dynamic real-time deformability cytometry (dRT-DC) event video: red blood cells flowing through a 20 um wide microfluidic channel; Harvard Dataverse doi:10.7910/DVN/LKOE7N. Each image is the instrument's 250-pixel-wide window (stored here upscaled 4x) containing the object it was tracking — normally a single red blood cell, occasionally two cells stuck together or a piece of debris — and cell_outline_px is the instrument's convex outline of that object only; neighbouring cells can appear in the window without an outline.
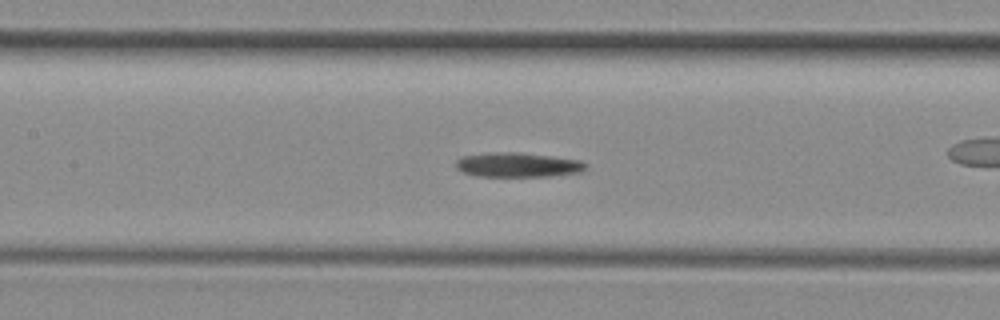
{"species": "common noctule bat (a hibernating species)", "species_latin": "Nyctalus noctula", "temperature_condition": "room temperature", "stored_images_in_passage": 51, "camera_frame_rate_fps": 3000, "um_per_image_px": 0.085, "animal": {"sex": "female", "body_mass_g": 29.2, "forearm_length_mm": 56.3}, "frame": {"image": 1, "passage_image": 22, "time_ms": 7.0, "image_size_px": [1000, 320], "cell_outline_px": [[588, 168], [580, 172], [548, 176], [476, 176], [464, 172], [456, 168], [456, 160], [464, 156], [492, 152], [520, 152], [552, 156], [580, 160], [588, 164]], "centroid_in_image_um": [44.04, 14.0], "position_along_channel_um": 163.4, "area_um2": 18.55}, "authors_computed_cell_mechanics": {"area_um2": 19.4208, "velocity_mm_per_s": 3.9525, "shape_relaxation_time_tau1_ms": null, "shape_relaxation_time_tau2_ms": 7.7678, "deformation_change_tau1": null, "deformation_change_tau2": 0.0926}}